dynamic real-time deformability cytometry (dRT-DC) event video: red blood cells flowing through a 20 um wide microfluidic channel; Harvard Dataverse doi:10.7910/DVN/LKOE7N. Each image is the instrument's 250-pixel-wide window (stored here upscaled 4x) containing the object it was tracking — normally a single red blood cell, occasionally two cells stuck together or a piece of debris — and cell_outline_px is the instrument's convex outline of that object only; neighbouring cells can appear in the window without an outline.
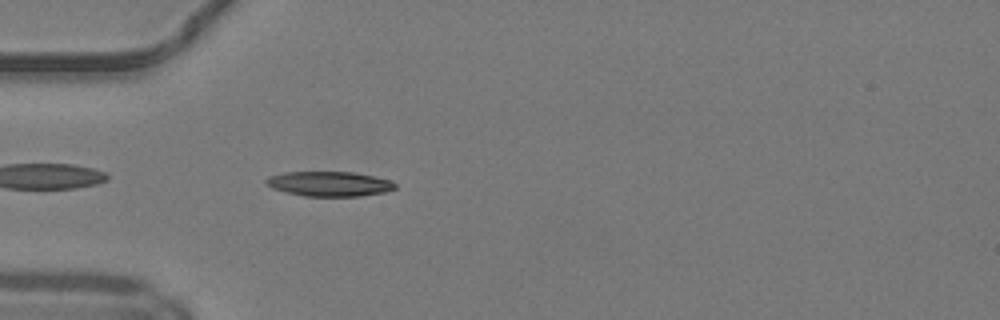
{"species": "common noctule bat (a hibernating species)", "species_latin": "Nyctalus noctula", "temperature_condition": "warm", "stored_images_in_passage": 36, "camera_frame_rate_fps": 3000, "um_per_image_px": 0.085, "animal": {"sex": "male", "body_mass_g": 19.2, "forearm_length_mm": 51.8}, "frame": {"image": 1, "passage_image": 2, "time_ms": 0.333, "image_size_px": [1000, 320], "cell_outline_px": [[396, 188], [384, 192], [360, 196], [304, 196], [272, 188], [264, 184], [264, 180], [268, 176], [284, 172], [352, 172], [392, 180], [396, 184]], "centroid_in_image_um": [27.97, 15.62], "position_along_channel_um": 57.0, "area_um2": 18.67}}
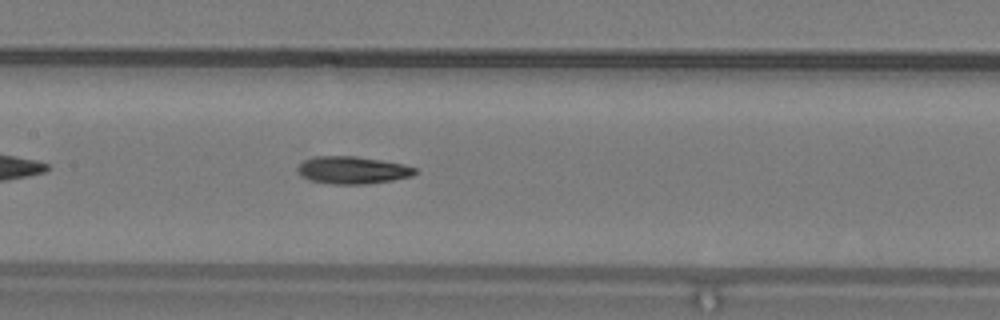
{"frame": {"image": 2, "passage_image": 11, "time_ms": 3.333, "image_size_px": [1000, 320], "cell_outline_px": [[416, 172], [412, 176], [392, 180], [364, 184], [332, 184], [312, 180], [304, 176], [296, 168], [304, 160], [316, 156], [356, 156], [404, 164], [416, 168]], "centroid_in_image_um": [29.99, 14.45], "position_along_channel_um": 177.4, "area_um2": 18.5}}
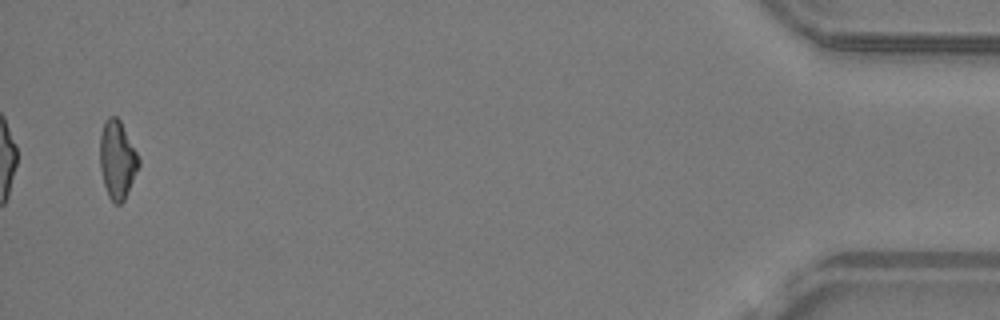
{"frame": {"image": 3, "passage_image": 35, "time_ms": 11.333, "image_size_px": [1000, 320], "cell_outline_px": [[140, 164], [124, 200], [120, 204], [116, 204], [108, 196], [104, 184], [100, 168], [100, 136], [104, 120], [108, 116], [116, 116], [120, 120], [140, 160]], "centroid_in_image_um": [9.95, 13.55], "position_along_channel_um": 425.2, "area_um2": 17.46}, "authors_computed_cell_mechanics": {"area_um2": 18.3226, "velocity_mm_per_s": 4.1896, "shape_relaxation_time_tau1_ms": 5.8162, "shape_relaxation_time_tau2_ms": 6.3034, "deformation_change_tau1": 0.1885, "deformation_change_tau2": 0.1481}}